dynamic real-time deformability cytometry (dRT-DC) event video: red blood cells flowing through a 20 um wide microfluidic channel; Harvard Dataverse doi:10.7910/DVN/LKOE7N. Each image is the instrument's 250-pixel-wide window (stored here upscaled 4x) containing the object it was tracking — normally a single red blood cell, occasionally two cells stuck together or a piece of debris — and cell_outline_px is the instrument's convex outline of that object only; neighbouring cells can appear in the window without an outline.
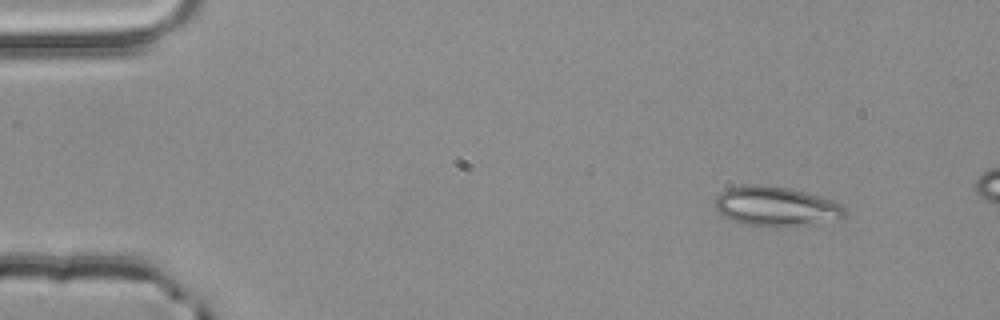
{"species": "common noctule bat (a hibernating species)", "species_latin": "Nyctalus noctula", "temperature_condition": "room temperature", "stored_images_in_passage": 4, "camera_frame_rate_fps": 3000, "um_per_image_px": 0.085, "animal": {"sex": "male", "body_mass_g": 20.4}, "frame": {"image": 1, "passage_image": 1, "time_ms": 0.0, "image_size_px": [1000, 320], "cell_outline_px": [[844, 216], [840, 220], [792, 228], [760, 228], [740, 224], [720, 216], [712, 204], [716, 196], [720, 192], [728, 188], [744, 184], [764, 184], [788, 188], [820, 196], [832, 200], [840, 204], [844, 208]], "centroid_in_image_um": [65.89, 17.59], "position_along_channel_um": 19.1, "area_um2": 31.39}}